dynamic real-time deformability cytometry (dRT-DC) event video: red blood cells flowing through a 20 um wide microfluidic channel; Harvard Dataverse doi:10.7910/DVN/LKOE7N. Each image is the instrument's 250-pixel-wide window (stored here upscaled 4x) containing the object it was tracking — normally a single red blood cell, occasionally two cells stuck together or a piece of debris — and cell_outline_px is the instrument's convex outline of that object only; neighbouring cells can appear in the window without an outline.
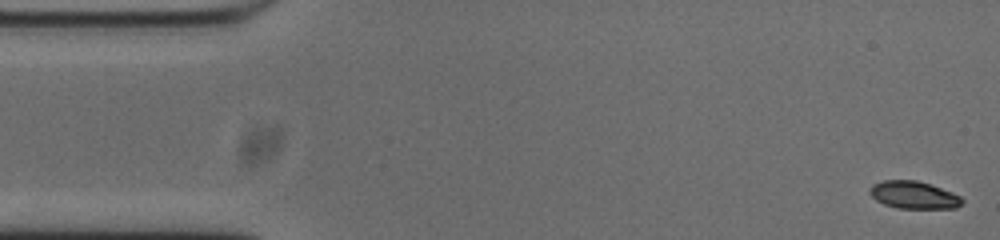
{"species": "common noctule bat (a hibernating species)", "species_latin": "Nyctalus noctula", "temperature_condition": "cold", "stored_images_in_passage": 53, "camera_frame_rate_fps": 3000, "um_per_image_px": 0.085, "animal": {"sex": "male", "body_mass_g": 20.0, "forearm_length_mm": 53.3}, "frame": {"image": 1, "passage_image": 1, "time_ms": 0.0, "image_size_px": [1000, 240], "cell_outline_px": [[964, 200], [956, 208], [896, 208], [884, 204], [876, 200], [868, 192], [868, 188], [872, 184], [884, 180], [916, 180], [952, 192], [960, 196]], "centroid_in_image_um": [77.62, 16.57], "position_along_channel_um": 7.4, "area_um2": 14.74}}
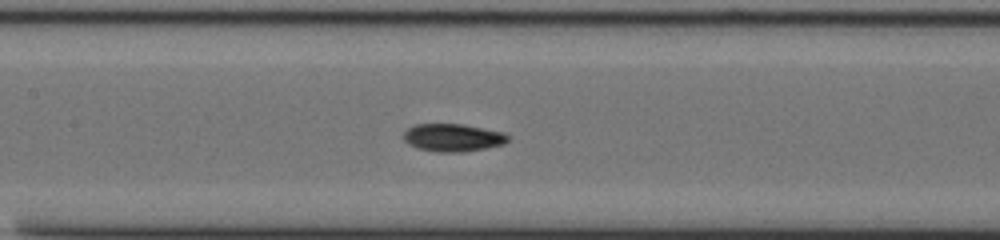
{"frame": {"image": 2, "passage_image": 23, "time_ms": 7.333, "image_size_px": [1000, 240], "cell_outline_px": [[508, 140], [504, 144], [464, 152], [440, 152], [416, 148], [408, 144], [404, 140], [404, 132], [408, 128], [416, 124], [464, 124], [504, 132], [508, 136]], "centroid_in_image_um": [38.49, 11.69], "position_along_channel_um": 168.9, "area_um2": 16.88}}
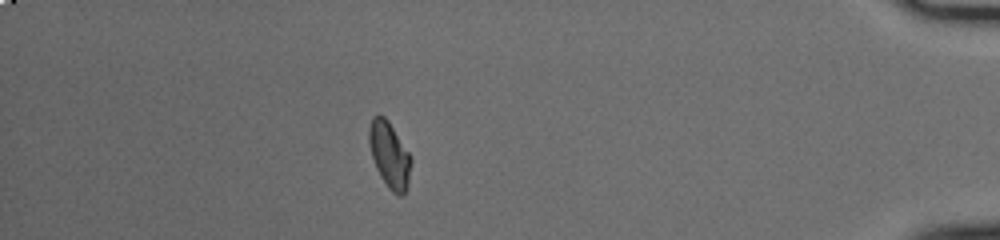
{"frame": {"image": 3, "passage_image": 46, "time_ms": 15.0, "image_size_px": [1000, 240], "cell_outline_px": [[412, 160], [408, 188], [404, 196], [396, 196], [388, 188], [380, 176], [376, 168], [368, 144], [368, 128], [372, 116], [384, 116], [388, 120], [412, 156]], "centroid_in_image_um": [33.12, 13.2], "position_along_channel_um": 402.1, "area_um2": 16.59}, "authors_computed_cell_mechanics": {"area_um2": 15.895, "velocity_mm_per_s": 3.7717, "shape_relaxation_time_tau1_ms": 2.6183, "shape_relaxation_time_tau2_ms": 5.133, "deformation_change_tau1": 0.1128, "deformation_change_tau2": 0.0879}}